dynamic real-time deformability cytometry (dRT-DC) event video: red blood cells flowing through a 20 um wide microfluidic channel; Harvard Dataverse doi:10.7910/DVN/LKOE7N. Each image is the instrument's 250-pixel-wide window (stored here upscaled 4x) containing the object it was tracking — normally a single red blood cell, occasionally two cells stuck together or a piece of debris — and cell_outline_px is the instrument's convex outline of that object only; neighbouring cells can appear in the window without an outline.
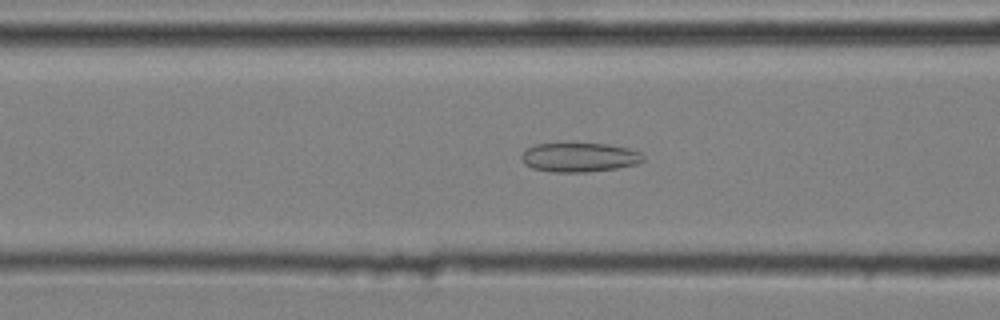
{"species": "common noctule bat (a hibernating species)", "species_latin": "Nyctalus noctula", "temperature_condition": "cold", "stored_images_in_passage": 44, "camera_frame_rate_fps": 3000, "um_per_image_px": 0.085, "animal": {"sex": "male", "body_mass_g": 20.4}, "frame": {"image": 1, "passage_image": 21, "time_ms": 6.667, "image_size_px": [1000, 320], "cell_outline_px": [[644, 160], [636, 164], [616, 168], [588, 172], [552, 172], [532, 168], [524, 164], [520, 156], [528, 148], [536, 144], [608, 144], [628, 148], [640, 152], [644, 156]], "centroid_in_image_um": [49.25, 13.38], "position_along_channel_um": 117.4, "area_um2": 20.58}}
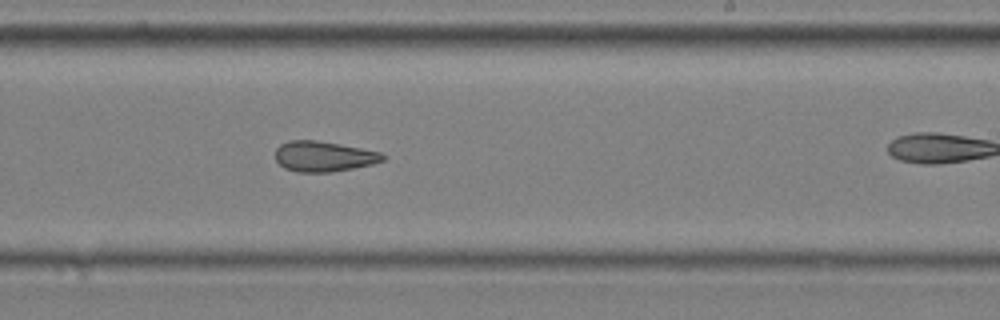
{"frame": {"image": 2, "passage_image": 33, "time_ms": 10.667, "image_size_px": [1000, 320], "cell_outline_px": [[388, 156], [384, 160], [372, 164], [352, 168], [328, 172], [296, 172], [284, 168], [276, 160], [276, 148], [280, 144], [288, 140], [316, 140], [360, 148], [380, 152]], "centroid_in_image_um": [27.5, 13.29], "position_along_channel_um": 261.5, "area_um2": 18.96}}
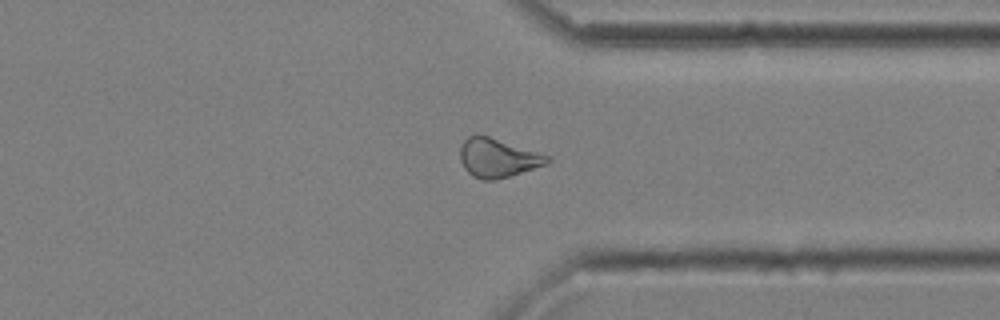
{"frame": {"image": 3, "passage_image": 42, "time_ms": 13.667, "image_size_px": [1000, 320], "cell_outline_px": [[552, 160], [548, 164], [508, 176], [492, 180], [484, 180], [472, 176], [464, 168], [460, 160], [460, 148], [464, 140], [468, 136], [488, 136], [540, 152], [552, 156]], "centroid_in_image_um": [42.34, 13.42], "position_along_channel_um": 369.1, "area_um2": 19.65}}